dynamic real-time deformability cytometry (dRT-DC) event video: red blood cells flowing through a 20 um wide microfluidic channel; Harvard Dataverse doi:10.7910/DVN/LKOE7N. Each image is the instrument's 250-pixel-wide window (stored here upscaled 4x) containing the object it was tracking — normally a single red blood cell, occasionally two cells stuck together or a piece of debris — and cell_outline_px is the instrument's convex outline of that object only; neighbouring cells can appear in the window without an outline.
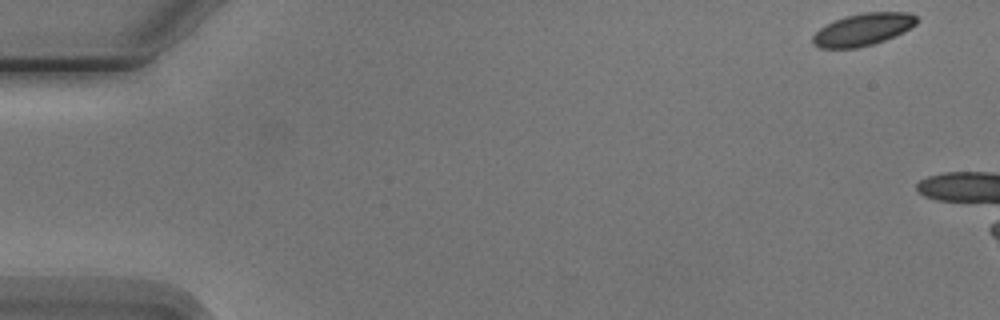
{"species": "Egyptian fruit bat (a non-hibernating species)", "species_latin": "Rousettus aegyptiacus", "temperature_condition": "cold", "stored_images_in_passage": 4, "camera_frame_rate_fps": 3000, "um_per_image_px": 0.085, "animal": {"sex": "male"}, "frame": {"image": 1, "passage_image": 1, "time_ms": 0.0, "image_size_px": [1000, 320], "cell_outline_px": [[920, 20], [916, 24], [884, 40], [872, 44], [856, 48], [820, 48], [812, 44], [812, 36], [820, 28], [844, 16], [864, 12], [908, 12], [916, 16]], "centroid_in_image_um": [73.33, 2.5], "position_along_channel_um": 11.7, "area_um2": 19.31}}